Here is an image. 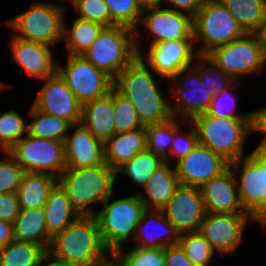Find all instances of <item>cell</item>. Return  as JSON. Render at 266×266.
I'll return each instance as SVG.
<instances>
[{
	"label": "cell",
	"mask_w": 266,
	"mask_h": 266,
	"mask_svg": "<svg viewBox=\"0 0 266 266\" xmlns=\"http://www.w3.org/2000/svg\"><path fill=\"white\" fill-rule=\"evenodd\" d=\"M138 55L113 80V87L128 98L135 107L143 125L162 123L172 115L164 92L155 83L156 73ZM166 92V93H165Z\"/></svg>",
	"instance_id": "6da1fadb"
},
{
	"label": "cell",
	"mask_w": 266,
	"mask_h": 266,
	"mask_svg": "<svg viewBox=\"0 0 266 266\" xmlns=\"http://www.w3.org/2000/svg\"><path fill=\"white\" fill-rule=\"evenodd\" d=\"M47 251L50 257L67 266H95L111 256L100 237L99 223L94 215H80L55 234Z\"/></svg>",
	"instance_id": "7a4b0ae2"
},
{
	"label": "cell",
	"mask_w": 266,
	"mask_h": 266,
	"mask_svg": "<svg viewBox=\"0 0 266 266\" xmlns=\"http://www.w3.org/2000/svg\"><path fill=\"white\" fill-rule=\"evenodd\" d=\"M116 171L106 163L87 168H66L57 178L71 206L81 216L95 215L93 203H103L113 194Z\"/></svg>",
	"instance_id": "3957f363"
},
{
	"label": "cell",
	"mask_w": 266,
	"mask_h": 266,
	"mask_svg": "<svg viewBox=\"0 0 266 266\" xmlns=\"http://www.w3.org/2000/svg\"><path fill=\"white\" fill-rule=\"evenodd\" d=\"M111 201V202H109ZM94 215L99 223L100 237L111 255L123 248L126 240L134 239L136 226L146 210L137 194L113 200L111 195Z\"/></svg>",
	"instance_id": "277c9868"
},
{
	"label": "cell",
	"mask_w": 266,
	"mask_h": 266,
	"mask_svg": "<svg viewBox=\"0 0 266 266\" xmlns=\"http://www.w3.org/2000/svg\"><path fill=\"white\" fill-rule=\"evenodd\" d=\"M82 56L114 80L138 56L135 31L120 25L105 26Z\"/></svg>",
	"instance_id": "5b68a950"
},
{
	"label": "cell",
	"mask_w": 266,
	"mask_h": 266,
	"mask_svg": "<svg viewBox=\"0 0 266 266\" xmlns=\"http://www.w3.org/2000/svg\"><path fill=\"white\" fill-rule=\"evenodd\" d=\"M190 122L196 129L199 144L222 155L229 162L245 156L244 145L250 134L249 119L217 118L205 113Z\"/></svg>",
	"instance_id": "8992f818"
},
{
	"label": "cell",
	"mask_w": 266,
	"mask_h": 266,
	"mask_svg": "<svg viewBox=\"0 0 266 266\" xmlns=\"http://www.w3.org/2000/svg\"><path fill=\"white\" fill-rule=\"evenodd\" d=\"M233 15L220 0H205L193 17V39L201 42L198 55H207L213 49L244 36ZM202 40V41H201Z\"/></svg>",
	"instance_id": "52a82bcc"
},
{
	"label": "cell",
	"mask_w": 266,
	"mask_h": 266,
	"mask_svg": "<svg viewBox=\"0 0 266 266\" xmlns=\"http://www.w3.org/2000/svg\"><path fill=\"white\" fill-rule=\"evenodd\" d=\"M67 7L51 3H34L6 25L13 29L14 35L22 40L41 42L55 47L63 40L64 17Z\"/></svg>",
	"instance_id": "ba28073f"
},
{
	"label": "cell",
	"mask_w": 266,
	"mask_h": 266,
	"mask_svg": "<svg viewBox=\"0 0 266 266\" xmlns=\"http://www.w3.org/2000/svg\"><path fill=\"white\" fill-rule=\"evenodd\" d=\"M7 152L25 172L46 173L58 178L66 169L64 142L26 134Z\"/></svg>",
	"instance_id": "9c48e42d"
},
{
	"label": "cell",
	"mask_w": 266,
	"mask_h": 266,
	"mask_svg": "<svg viewBox=\"0 0 266 266\" xmlns=\"http://www.w3.org/2000/svg\"><path fill=\"white\" fill-rule=\"evenodd\" d=\"M207 56L235 81L266 68L256 33H246L239 39L213 49Z\"/></svg>",
	"instance_id": "30bf717a"
},
{
	"label": "cell",
	"mask_w": 266,
	"mask_h": 266,
	"mask_svg": "<svg viewBox=\"0 0 266 266\" xmlns=\"http://www.w3.org/2000/svg\"><path fill=\"white\" fill-rule=\"evenodd\" d=\"M170 80H174L171 90H168V94L172 96L171 100L173 99L171 103L169 102L172 117L191 121L207 113L212 97L203 84L199 72L193 66L180 70L168 79Z\"/></svg>",
	"instance_id": "8fae6325"
},
{
	"label": "cell",
	"mask_w": 266,
	"mask_h": 266,
	"mask_svg": "<svg viewBox=\"0 0 266 266\" xmlns=\"http://www.w3.org/2000/svg\"><path fill=\"white\" fill-rule=\"evenodd\" d=\"M66 65L57 62V72L83 105L107 95L113 87V79L96 68L82 55H66Z\"/></svg>",
	"instance_id": "7c38bea8"
},
{
	"label": "cell",
	"mask_w": 266,
	"mask_h": 266,
	"mask_svg": "<svg viewBox=\"0 0 266 266\" xmlns=\"http://www.w3.org/2000/svg\"><path fill=\"white\" fill-rule=\"evenodd\" d=\"M230 166L235 173L241 172L235 177L244 211L266 227V166H260L249 154L230 162Z\"/></svg>",
	"instance_id": "4fadbf2b"
},
{
	"label": "cell",
	"mask_w": 266,
	"mask_h": 266,
	"mask_svg": "<svg viewBox=\"0 0 266 266\" xmlns=\"http://www.w3.org/2000/svg\"><path fill=\"white\" fill-rule=\"evenodd\" d=\"M257 222L248 213H206L200 233L221 255L234 252L242 243L248 221Z\"/></svg>",
	"instance_id": "5bb4252c"
},
{
	"label": "cell",
	"mask_w": 266,
	"mask_h": 266,
	"mask_svg": "<svg viewBox=\"0 0 266 266\" xmlns=\"http://www.w3.org/2000/svg\"><path fill=\"white\" fill-rule=\"evenodd\" d=\"M194 40H170L148 45V53H138L142 60L162 80L170 79L180 70L193 65L198 53Z\"/></svg>",
	"instance_id": "9a60e30c"
},
{
	"label": "cell",
	"mask_w": 266,
	"mask_h": 266,
	"mask_svg": "<svg viewBox=\"0 0 266 266\" xmlns=\"http://www.w3.org/2000/svg\"><path fill=\"white\" fill-rule=\"evenodd\" d=\"M144 10L140 26L153 35L150 45L170 40H194L193 18L165 6Z\"/></svg>",
	"instance_id": "2e32d148"
},
{
	"label": "cell",
	"mask_w": 266,
	"mask_h": 266,
	"mask_svg": "<svg viewBox=\"0 0 266 266\" xmlns=\"http://www.w3.org/2000/svg\"><path fill=\"white\" fill-rule=\"evenodd\" d=\"M35 96L33 106L49 115L63 118L71 124L81 122L82 105L58 72L46 78Z\"/></svg>",
	"instance_id": "e0dca14e"
},
{
	"label": "cell",
	"mask_w": 266,
	"mask_h": 266,
	"mask_svg": "<svg viewBox=\"0 0 266 266\" xmlns=\"http://www.w3.org/2000/svg\"><path fill=\"white\" fill-rule=\"evenodd\" d=\"M175 163L180 185L199 188L230 166L222 155L201 144Z\"/></svg>",
	"instance_id": "ac0fdd59"
},
{
	"label": "cell",
	"mask_w": 266,
	"mask_h": 266,
	"mask_svg": "<svg viewBox=\"0 0 266 266\" xmlns=\"http://www.w3.org/2000/svg\"><path fill=\"white\" fill-rule=\"evenodd\" d=\"M163 211L180 233L199 231L206 215L201 188L180 185Z\"/></svg>",
	"instance_id": "d6986e66"
},
{
	"label": "cell",
	"mask_w": 266,
	"mask_h": 266,
	"mask_svg": "<svg viewBox=\"0 0 266 266\" xmlns=\"http://www.w3.org/2000/svg\"><path fill=\"white\" fill-rule=\"evenodd\" d=\"M64 141L66 168H87L105 163L104 142L95 138L80 122L72 124Z\"/></svg>",
	"instance_id": "ffe728a7"
},
{
	"label": "cell",
	"mask_w": 266,
	"mask_h": 266,
	"mask_svg": "<svg viewBox=\"0 0 266 266\" xmlns=\"http://www.w3.org/2000/svg\"><path fill=\"white\" fill-rule=\"evenodd\" d=\"M11 54L27 75L45 80L57 72L52 46L41 42L26 41L12 34Z\"/></svg>",
	"instance_id": "44dd1931"
},
{
	"label": "cell",
	"mask_w": 266,
	"mask_h": 266,
	"mask_svg": "<svg viewBox=\"0 0 266 266\" xmlns=\"http://www.w3.org/2000/svg\"><path fill=\"white\" fill-rule=\"evenodd\" d=\"M206 213H246L241 205L235 172L229 166L202 187Z\"/></svg>",
	"instance_id": "7402d4cb"
},
{
	"label": "cell",
	"mask_w": 266,
	"mask_h": 266,
	"mask_svg": "<svg viewBox=\"0 0 266 266\" xmlns=\"http://www.w3.org/2000/svg\"><path fill=\"white\" fill-rule=\"evenodd\" d=\"M179 239L180 232L170 223L163 210L146 209L136 226L133 247L166 248L179 244Z\"/></svg>",
	"instance_id": "603a6c76"
},
{
	"label": "cell",
	"mask_w": 266,
	"mask_h": 266,
	"mask_svg": "<svg viewBox=\"0 0 266 266\" xmlns=\"http://www.w3.org/2000/svg\"><path fill=\"white\" fill-rule=\"evenodd\" d=\"M113 116V87L104 97L82 105L81 123L95 138L103 142L116 134Z\"/></svg>",
	"instance_id": "cb8c5ba5"
},
{
	"label": "cell",
	"mask_w": 266,
	"mask_h": 266,
	"mask_svg": "<svg viewBox=\"0 0 266 266\" xmlns=\"http://www.w3.org/2000/svg\"><path fill=\"white\" fill-rule=\"evenodd\" d=\"M179 186L180 182L175 166L171 168L169 163L164 162L154 171L143 188L146 194L144 195L140 191L138 195L145 204L146 209H151L152 207L155 210H163Z\"/></svg>",
	"instance_id": "d4e9b609"
},
{
	"label": "cell",
	"mask_w": 266,
	"mask_h": 266,
	"mask_svg": "<svg viewBox=\"0 0 266 266\" xmlns=\"http://www.w3.org/2000/svg\"><path fill=\"white\" fill-rule=\"evenodd\" d=\"M146 149L145 127L116 133L104 142V160L109 167L116 171L137 153Z\"/></svg>",
	"instance_id": "484cf974"
},
{
	"label": "cell",
	"mask_w": 266,
	"mask_h": 266,
	"mask_svg": "<svg viewBox=\"0 0 266 266\" xmlns=\"http://www.w3.org/2000/svg\"><path fill=\"white\" fill-rule=\"evenodd\" d=\"M12 224L14 240L32 242L48 250L52 236L48 232L43 207L20 210Z\"/></svg>",
	"instance_id": "4316f807"
},
{
	"label": "cell",
	"mask_w": 266,
	"mask_h": 266,
	"mask_svg": "<svg viewBox=\"0 0 266 266\" xmlns=\"http://www.w3.org/2000/svg\"><path fill=\"white\" fill-rule=\"evenodd\" d=\"M57 178L46 173L25 172L17 189L21 210L44 207L50 190L56 185Z\"/></svg>",
	"instance_id": "83f0119b"
},
{
	"label": "cell",
	"mask_w": 266,
	"mask_h": 266,
	"mask_svg": "<svg viewBox=\"0 0 266 266\" xmlns=\"http://www.w3.org/2000/svg\"><path fill=\"white\" fill-rule=\"evenodd\" d=\"M43 208L48 232L52 237L63 231L80 216L71 206L66 193L58 183L50 190Z\"/></svg>",
	"instance_id": "f1b7e54d"
},
{
	"label": "cell",
	"mask_w": 266,
	"mask_h": 266,
	"mask_svg": "<svg viewBox=\"0 0 266 266\" xmlns=\"http://www.w3.org/2000/svg\"><path fill=\"white\" fill-rule=\"evenodd\" d=\"M246 33L266 23V0H220Z\"/></svg>",
	"instance_id": "f546056e"
},
{
	"label": "cell",
	"mask_w": 266,
	"mask_h": 266,
	"mask_svg": "<svg viewBox=\"0 0 266 266\" xmlns=\"http://www.w3.org/2000/svg\"><path fill=\"white\" fill-rule=\"evenodd\" d=\"M63 29L64 48L69 55H82L88 50L92 43L98 38V35L105 27L96 21L82 20L76 18L70 29L65 25Z\"/></svg>",
	"instance_id": "4dcf8cb0"
},
{
	"label": "cell",
	"mask_w": 266,
	"mask_h": 266,
	"mask_svg": "<svg viewBox=\"0 0 266 266\" xmlns=\"http://www.w3.org/2000/svg\"><path fill=\"white\" fill-rule=\"evenodd\" d=\"M47 255L41 245L13 240L0 248V266H37Z\"/></svg>",
	"instance_id": "1f68e13d"
},
{
	"label": "cell",
	"mask_w": 266,
	"mask_h": 266,
	"mask_svg": "<svg viewBox=\"0 0 266 266\" xmlns=\"http://www.w3.org/2000/svg\"><path fill=\"white\" fill-rule=\"evenodd\" d=\"M178 121H182V125H185V120L176 117H171L169 120L162 123L144 125L147 150L153 152L170 165L172 163H170V156L168 155L170 153L175 131L181 124Z\"/></svg>",
	"instance_id": "d6a6232c"
},
{
	"label": "cell",
	"mask_w": 266,
	"mask_h": 266,
	"mask_svg": "<svg viewBox=\"0 0 266 266\" xmlns=\"http://www.w3.org/2000/svg\"><path fill=\"white\" fill-rule=\"evenodd\" d=\"M29 116L33 119L28 124V134L38 138L59 140L64 142L71 123L63 118L46 114L33 105L30 107Z\"/></svg>",
	"instance_id": "836d02e7"
},
{
	"label": "cell",
	"mask_w": 266,
	"mask_h": 266,
	"mask_svg": "<svg viewBox=\"0 0 266 266\" xmlns=\"http://www.w3.org/2000/svg\"><path fill=\"white\" fill-rule=\"evenodd\" d=\"M163 163L164 161L159 156L146 149L119 167L116 170V176L122 173V175L128 176L132 183L143 189L154 171Z\"/></svg>",
	"instance_id": "e575fe53"
},
{
	"label": "cell",
	"mask_w": 266,
	"mask_h": 266,
	"mask_svg": "<svg viewBox=\"0 0 266 266\" xmlns=\"http://www.w3.org/2000/svg\"><path fill=\"white\" fill-rule=\"evenodd\" d=\"M110 13V26L120 25L135 31V45L137 52L140 53L141 46L138 43L139 22L142 10L136 0H104ZM139 36V37H138ZM140 46V47H139Z\"/></svg>",
	"instance_id": "d590c367"
},
{
	"label": "cell",
	"mask_w": 266,
	"mask_h": 266,
	"mask_svg": "<svg viewBox=\"0 0 266 266\" xmlns=\"http://www.w3.org/2000/svg\"><path fill=\"white\" fill-rule=\"evenodd\" d=\"M192 66L199 72L203 84L212 98L235 82L230 75L226 74L207 55H198Z\"/></svg>",
	"instance_id": "8d00e7d4"
},
{
	"label": "cell",
	"mask_w": 266,
	"mask_h": 266,
	"mask_svg": "<svg viewBox=\"0 0 266 266\" xmlns=\"http://www.w3.org/2000/svg\"><path fill=\"white\" fill-rule=\"evenodd\" d=\"M179 244L195 266H209L212 262L215 250L200 231L180 233Z\"/></svg>",
	"instance_id": "74e56055"
},
{
	"label": "cell",
	"mask_w": 266,
	"mask_h": 266,
	"mask_svg": "<svg viewBox=\"0 0 266 266\" xmlns=\"http://www.w3.org/2000/svg\"><path fill=\"white\" fill-rule=\"evenodd\" d=\"M111 256L119 266H166L165 248L131 247L127 253L121 248Z\"/></svg>",
	"instance_id": "f35d334b"
},
{
	"label": "cell",
	"mask_w": 266,
	"mask_h": 266,
	"mask_svg": "<svg viewBox=\"0 0 266 266\" xmlns=\"http://www.w3.org/2000/svg\"><path fill=\"white\" fill-rule=\"evenodd\" d=\"M28 134V123L14 110L0 112V148L7 151L15 142Z\"/></svg>",
	"instance_id": "ab89813d"
},
{
	"label": "cell",
	"mask_w": 266,
	"mask_h": 266,
	"mask_svg": "<svg viewBox=\"0 0 266 266\" xmlns=\"http://www.w3.org/2000/svg\"><path fill=\"white\" fill-rule=\"evenodd\" d=\"M113 122L115 133L128 132L144 127L130 100L113 87Z\"/></svg>",
	"instance_id": "60d3db41"
},
{
	"label": "cell",
	"mask_w": 266,
	"mask_h": 266,
	"mask_svg": "<svg viewBox=\"0 0 266 266\" xmlns=\"http://www.w3.org/2000/svg\"><path fill=\"white\" fill-rule=\"evenodd\" d=\"M237 82L238 81H235L230 87L224 89L222 92L218 93L214 98H212L207 114L217 118L249 119V113H235L237 106L236 97L232 92L230 93V91L234 89V87H238L240 85Z\"/></svg>",
	"instance_id": "b9f144b4"
},
{
	"label": "cell",
	"mask_w": 266,
	"mask_h": 266,
	"mask_svg": "<svg viewBox=\"0 0 266 266\" xmlns=\"http://www.w3.org/2000/svg\"><path fill=\"white\" fill-rule=\"evenodd\" d=\"M4 154L8 158L0 160V194L16 193L25 170L7 151Z\"/></svg>",
	"instance_id": "7bdbcfd3"
},
{
	"label": "cell",
	"mask_w": 266,
	"mask_h": 266,
	"mask_svg": "<svg viewBox=\"0 0 266 266\" xmlns=\"http://www.w3.org/2000/svg\"><path fill=\"white\" fill-rule=\"evenodd\" d=\"M77 18L96 21L104 26H110V13L104 0H71Z\"/></svg>",
	"instance_id": "ee69618b"
},
{
	"label": "cell",
	"mask_w": 266,
	"mask_h": 266,
	"mask_svg": "<svg viewBox=\"0 0 266 266\" xmlns=\"http://www.w3.org/2000/svg\"><path fill=\"white\" fill-rule=\"evenodd\" d=\"M187 123L185 122L186 125H190L187 132L180 131L181 127H179L173 137L170 156H173L176 162L188 155L199 144L195 127L190 121Z\"/></svg>",
	"instance_id": "f6af8a7d"
},
{
	"label": "cell",
	"mask_w": 266,
	"mask_h": 266,
	"mask_svg": "<svg viewBox=\"0 0 266 266\" xmlns=\"http://www.w3.org/2000/svg\"><path fill=\"white\" fill-rule=\"evenodd\" d=\"M20 210L16 193L0 194V220L13 222Z\"/></svg>",
	"instance_id": "bcb514c9"
},
{
	"label": "cell",
	"mask_w": 266,
	"mask_h": 266,
	"mask_svg": "<svg viewBox=\"0 0 266 266\" xmlns=\"http://www.w3.org/2000/svg\"><path fill=\"white\" fill-rule=\"evenodd\" d=\"M250 133H263V138L257 147H266V106L249 112Z\"/></svg>",
	"instance_id": "7dc6e473"
},
{
	"label": "cell",
	"mask_w": 266,
	"mask_h": 266,
	"mask_svg": "<svg viewBox=\"0 0 266 266\" xmlns=\"http://www.w3.org/2000/svg\"><path fill=\"white\" fill-rule=\"evenodd\" d=\"M166 266H195L186 256L180 244L170 245L165 248Z\"/></svg>",
	"instance_id": "c3c4849f"
},
{
	"label": "cell",
	"mask_w": 266,
	"mask_h": 266,
	"mask_svg": "<svg viewBox=\"0 0 266 266\" xmlns=\"http://www.w3.org/2000/svg\"><path fill=\"white\" fill-rule=\"evenodd\" d=\"M173 6L172 10L190 15L192 18L197 14L205 0H162ZM175 6V7H174Z\"/></svg>",
	"instance_id": "681fc988"
},
{
	"label": "cell",
	"mask_w": 266,
	"mask_h": 266,
	"mask_svg": "<svg viewBox=\"0 0 266 266\" xmlns=\"http://www.w3.org/2000/svg\"><path fill=\"white\" fill-rule=\"evenodd\" d=\"M14 240L13 224L5 220H0V248L6 246Z\"/></svg>",
	"instance_id": "f907efd6"
},
{
	"label": "cell",
	"mask_w": 266,
	"mask_h": 266,
	"mask_svg": "<svg viewBox=\"0 0 266 266\" xmlns=\"http://www.w3.org/2000/svg\"><path fill=\"white\" fill-rule=\"evenodd\" d=\"M260 166H266V147H255L249 154Z\"/></svg>",
	"instance_id": "816d5d0a"
},
{
	"label": "cell",
	"mask_w": 266,
	"mask_h": 266,
	"mask_svg": "<svg viewBox=\"0 0 266 266\" xmlns=\"http://www.w3.org/2000/svg\"><path fill=\"white\" fill-rule=\"evenodd\" d=\"M142 11L162 6V0H136Z\"/></svg>",
	"instance_id": "f5cc1de1"
},
{
	"label": "cell",
	"mask_w": 266,
	"mask_h": 266,
	"mask_svg": "<svg viewBox=\"0 0 266 266\" xmlns=\"http://www.w3.org/2000/svg\"><path fill=\"white\" fill-rule=\"evenodd\" d=\"M259 37L264 59L266 61V23L256 32Z\"/></svg>",
	"instance_id": "db71d44e"
},
{
	"label": "cell",
	"mask_w": 266,
	"mask_h": 266,
	"mask_svg": "<svg viewBox=\"0 0 266 266\" xmlns=\"http://www.w3.org/2000/svg\"><path fill=\"white\" fill-rule=\"evenodd\" d=\"M49 260L50 262L48 263L47 261ZM37 266H67V265H65L62 262H58L49 255H47Z\"/></svg>",
	"instance_id": "11a10c76"
},
{
	"label": "cell",
	"mask_w": 266,
	"mask_h": 266,
	"mask_svg": "<svg viewBox=\"0 0 266 266\" xmlns=\"http://www.w3.org/2000/svg\"><path fill=\"white\" fill-rule=\"evenodd\" d=\"M111 257L112 258H110L109 260L107 259L106 261L95 266H119L118 262L113 258V256Z\"/></svg>",
	"instance_id": "9f6ffc18"
}]
</instances>
